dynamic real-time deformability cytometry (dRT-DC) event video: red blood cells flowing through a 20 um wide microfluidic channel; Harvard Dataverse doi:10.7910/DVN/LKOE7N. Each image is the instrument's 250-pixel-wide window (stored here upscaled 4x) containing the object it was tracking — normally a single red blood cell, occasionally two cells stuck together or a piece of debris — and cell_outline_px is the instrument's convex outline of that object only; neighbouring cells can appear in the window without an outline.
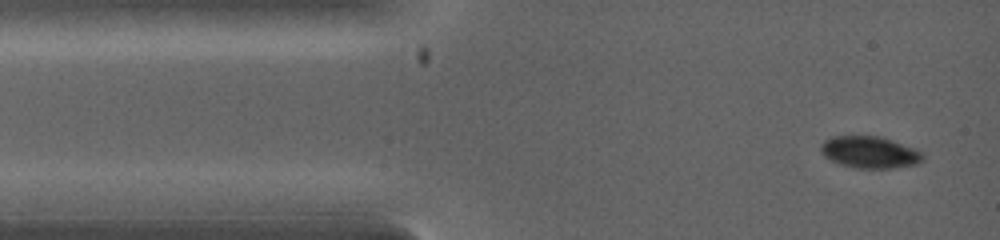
{"species": "common noctule bat (a hibernating species)", "species_latin": "Nyctalus noctula", "temperature_condition": "warm", "stored_images_in_passage": 2, "camera_frame_rate_fps": 5000, "um_per_image_px": 0.085, "animal": {"sex": "female", "body_mass_g": 19.0, "forearm_length_mm": 53.3}, "frame": {"image": 1, "passage_image": 1, "time_ms": 0.0, "image_size_px": [1000, 240], "cell_outline_px": [[924, 160], [916, 164], [892, 168], [856, 168], [840, 164], [824, 156], [820, 148], [820, 144], [824, 140], [832, 136], [880, 136], [892, 140], [924, 152]], "centroid_in_image_um": [73.94, 12.93], "position_along_channel_um": 11.1, "area_um2": 18.96}}